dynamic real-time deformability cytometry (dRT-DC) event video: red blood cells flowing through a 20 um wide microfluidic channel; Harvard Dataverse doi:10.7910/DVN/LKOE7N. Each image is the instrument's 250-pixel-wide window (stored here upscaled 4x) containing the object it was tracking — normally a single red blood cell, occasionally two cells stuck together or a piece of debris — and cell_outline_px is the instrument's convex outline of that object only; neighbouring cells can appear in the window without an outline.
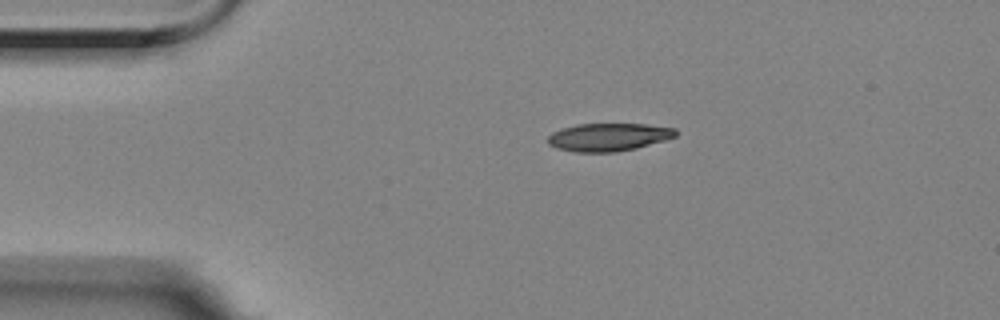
{"species": "Egyptian fruit bat (a non-hibernating species)", "species_latin": "Rousettus aegyptiacus", "temperature_condition": "room temperature", "stored_images_in_passage": 46, "camera_frame_rate_fps": 3000, "um_per_image_px": 0.085, "animal": {"sex": "female"}, "frame": {"image": 1, "passage_image": 1, "time_ms": 0.0, "image_size_px": [1000, 320], "cell_outline_px": [[676, 136], [664, 140], [636, 148], [616, 152], [576, 152], [556, 148], [548, 144], [548, 136], [552, 132], [576, 124], [644, 124], [676, 128]], "centroid_in_image_um": [51.71, 11.65], "position_along_channel_um": 33.3, "area_um2": 20.69}}
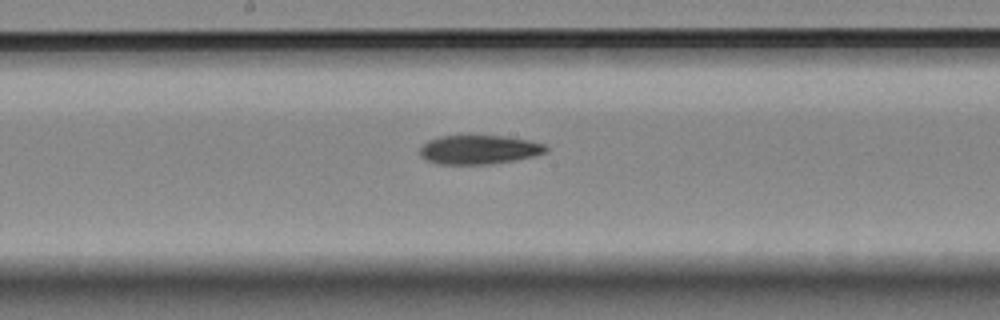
{"frame": {"image": 2, "passage_image": 19, "time_ms": 6.0, "image_size_px": [1000, 320], "cell_outline_px": [[548, 152], [532, 156], [492, 164], [436, 164], [420, 156], [420, 148], [428, 140], [440, 136], [476, 132], [504, 136], [528, 140], [544, 144], [548, 148]], "centroid_in_image_um": [40.68, 12.67], "position_along_channel_um": 207.5, "area_um2": 22.08}}
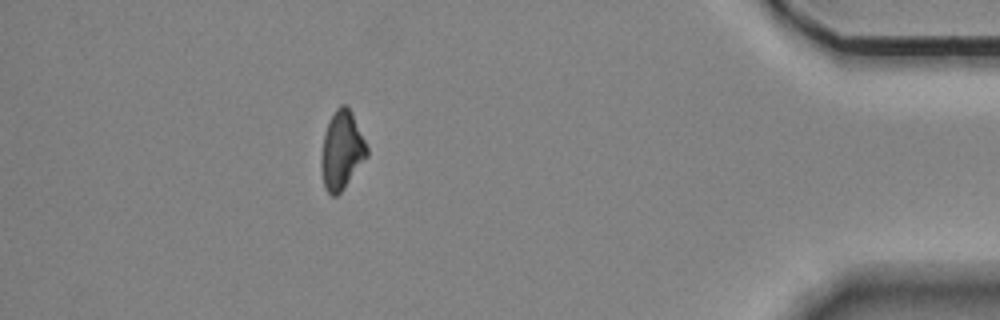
{"frame": {"image": 3, "passage_image": 40, "time_ms": 13.0, "image_size_px": [1000, 320], "cell_outline_px": [[368, 156], [344, 188], [336, 196], [332, 196], [324, 188], [320, 168], [320, 160], [324, 132], [336, 108], [340, 104], [344, 104], [352, 112], [368, 148]], "centroid_in_image_um": [29.03, 12.8], "position_along_channel_um": 406.2, "area_um2": 20.87}, "authors_computed_cell_mechanics": {"area_um2": 21.4438, "velocity_mm_per_s": 3.5429, "shape_relaxation_time_tau1_ms": 6.6928, "shape_relaxation_time_tau2_ms": 9.7437, "deformation_change_tau1": 0.153, "deformation_change_tau2": 0.2056}}